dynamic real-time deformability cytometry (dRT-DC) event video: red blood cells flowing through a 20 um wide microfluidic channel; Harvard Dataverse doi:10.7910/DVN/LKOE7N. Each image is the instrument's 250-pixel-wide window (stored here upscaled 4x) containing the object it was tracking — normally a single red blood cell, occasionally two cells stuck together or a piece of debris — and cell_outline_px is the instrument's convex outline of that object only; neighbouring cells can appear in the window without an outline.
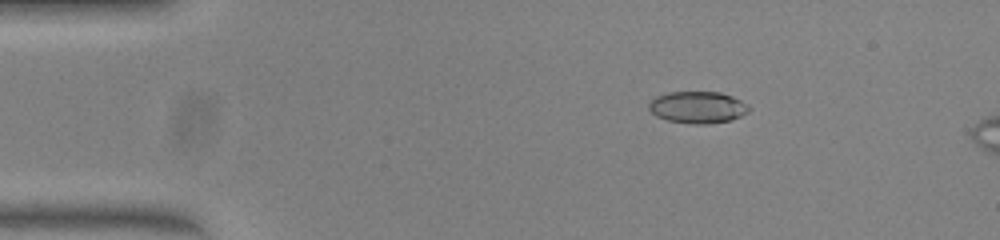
{"species": "common noctule bat (a hibernating species)", "species_latin": "Nyctalus noctula", "temperature_condition": "warm", "stored_images_in_passage": 15, "camera_frame_rate_fps": 3000, "um_per_image_px": 0.085, "animal": {"sex": "female", "body_mass_g": 23.0, "forearm_length_mm": 53.4}, "frame": {"image": 1, "passage_image": 9, "time_ms": 2.667, "image_size_px": [1000, 240], "cell_outline_px": [[752, 108], [748, 112], [732, 120], [708, 124], [696, 124], [668, 120], [656, 116], [648, 108], [648, 104], [656, 96], [668, 92], [720, 92], [732, 96], [748, 104]], "centroid_in_image_um": [59.33, 9.12], "position_along_channel_um": 25.7, "area_um2": 18.61}}